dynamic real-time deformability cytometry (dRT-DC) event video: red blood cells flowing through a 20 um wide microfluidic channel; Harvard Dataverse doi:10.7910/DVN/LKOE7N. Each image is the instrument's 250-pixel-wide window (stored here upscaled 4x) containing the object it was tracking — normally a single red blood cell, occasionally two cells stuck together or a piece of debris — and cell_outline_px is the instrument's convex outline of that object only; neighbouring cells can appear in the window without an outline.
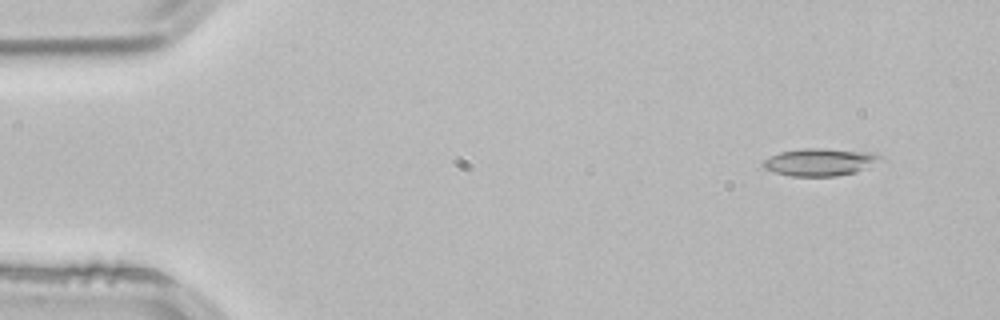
{"species": "common noctule bat (a hibernating species)", "species_latin": "Nyctalus noctula", "temperature_condition": "room temperature", "stored_images_in_passage": 3, "segment_of_instrument_passage": [1, 2], "camera_frame_rate_fps": 3000, "um_per_image_px": 0.085, "animal": {"sex": "male", "body_mass_g": 21.5, "forearm_length_mm": 52.0}, "frame": {"image": 1, "passage_image": 1, "time_ms": 0.0, "image_size_px": [1000, 320], "cell_outline_px": [[888, 160], [856, 172], [836, 176], [792, 176], [776, 172], [764, 168], [764, 160], [780, 152], [804, 148], [824, 148], [872, 152], [884, 156]], "centroid_in_image_um": [69.84, 13.76], "position_along_channel_um": 15.2, "area_um2": 18.96}}